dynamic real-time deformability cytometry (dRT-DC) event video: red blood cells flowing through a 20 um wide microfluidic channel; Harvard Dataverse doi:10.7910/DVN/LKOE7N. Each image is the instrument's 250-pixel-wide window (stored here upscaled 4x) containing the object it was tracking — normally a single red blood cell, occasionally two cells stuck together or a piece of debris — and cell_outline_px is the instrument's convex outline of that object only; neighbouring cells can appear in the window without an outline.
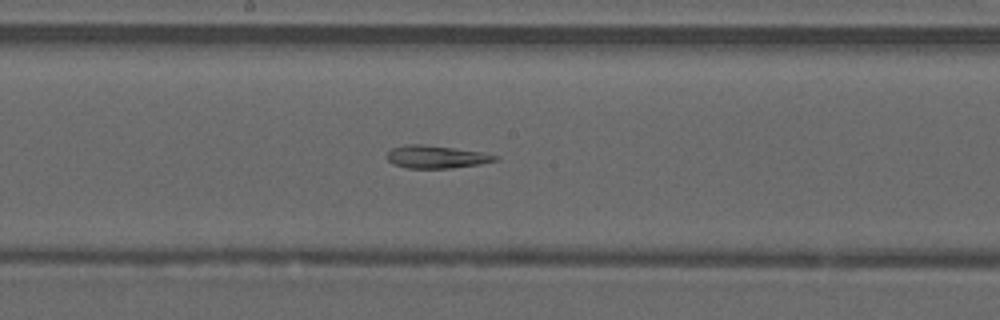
{"species": "common noctule bat (a hibernating species)", "species_latin": "Nyctalus noctula", "temperature_condition": "warm", "stored_images_in_passage": 50, "segment_of_instrument_passage": [2, 2], "camera_frame_rate_fps": 3000, "um_per_image_px": 0.085, "animal": {"sex": "male", "forearm_length_mm": 52.5}, "frame": {"image": 1, "passage_image": 27, "time_ms": 8.667, "image_size_px": [1000, 320], "cell_outline_px": [[500, 160], [480, 164], [452, 168], [408, 168], [392, 164], [388, 160], [388, 152], [392, 148], [404, 144], [424, 144], [484, 152], [500, 156]], "centroid_in_image_um": [37.13, 13.33], "position_along_channel_um": 211.1, "area_um2": 14.51}}
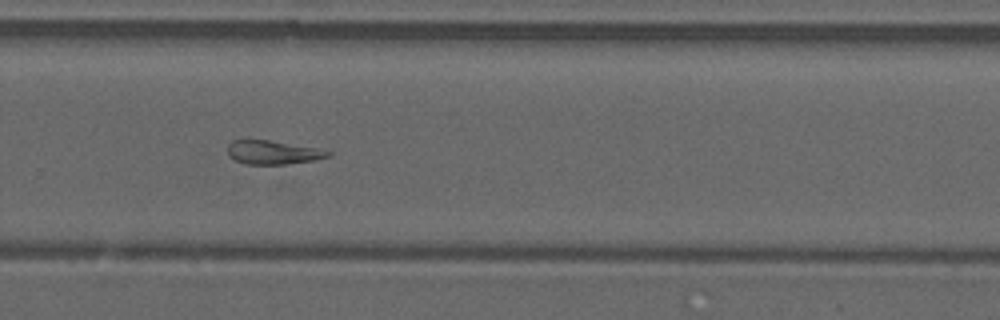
{"frame": {"image": 2, "passage_image": 34, "time_ms": 11.0, "image_size_px": [1000, 320], "cell_outline_px": [[332, 156], [312, 160], [288, 164], [248, 164], [236, 160], [228, 156], [228, 144], [232, 140], [268, 140], [320, 148], [332, 152]], "centroid_in_image_um": [23.23, 12.95], "position_along_channel_um": 306.6, "area_um2": 13.87}}
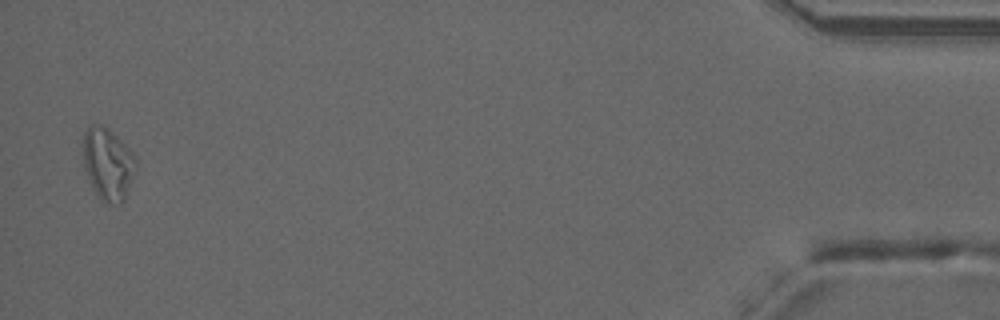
{"frame": {"image": 3, "passage_image": 49, "time_ms": 16.0, "image_size_px": [1000, 320], "cell_outline_px": [[136, 164], [128, 192], [124, 200], [120, 204], [112, 204], [100, 200], [92, 188], [84, 168], [84, 132], [92, 124], [104, 124], [136, 156]], "centroid_in_image_um": [9.17, 13.95], "position_along_channel_um": 426.0, "area_um2": 22.08}}